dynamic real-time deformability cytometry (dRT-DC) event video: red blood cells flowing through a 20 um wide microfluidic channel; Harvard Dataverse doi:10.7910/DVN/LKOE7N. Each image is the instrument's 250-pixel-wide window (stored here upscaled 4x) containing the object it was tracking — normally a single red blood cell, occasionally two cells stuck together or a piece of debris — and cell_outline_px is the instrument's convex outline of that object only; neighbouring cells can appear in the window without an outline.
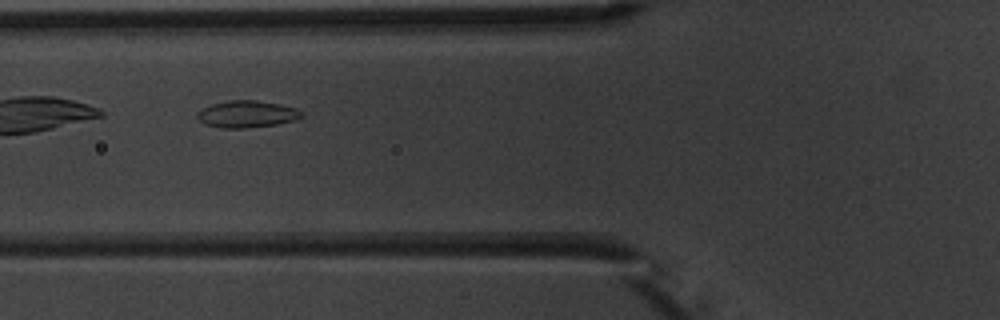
{"species": "common noctule bat (a hibernating species)", "species_latin": "Nyctalus noctula", "temperature_condition": "warm", "stored_images_in_passage": 4, "camera_frame_rate_fps": 3000, "um_per_image_px": 0.085, "animal": {"sex": "male", "body_mass_g": 20.1, "forearm_length_mm": 53.5}, "frame": {"image": 1, "passage_image": 4, "time_ms": 3.667, "image_size_px": [1000, 320], "cell_outline_px": [[304, 116], [296, 120], [276, 124], [244, 128], [220, 128], [204, 124], [196, 116], [196, 112], [212, 104], [232, 100], [256, 100], [280, 104], [296, 108]], "centroid_in_image_um": [20.98, 9.7], "position_along_channel_um": 104.8, "area_um2": 16.3}}